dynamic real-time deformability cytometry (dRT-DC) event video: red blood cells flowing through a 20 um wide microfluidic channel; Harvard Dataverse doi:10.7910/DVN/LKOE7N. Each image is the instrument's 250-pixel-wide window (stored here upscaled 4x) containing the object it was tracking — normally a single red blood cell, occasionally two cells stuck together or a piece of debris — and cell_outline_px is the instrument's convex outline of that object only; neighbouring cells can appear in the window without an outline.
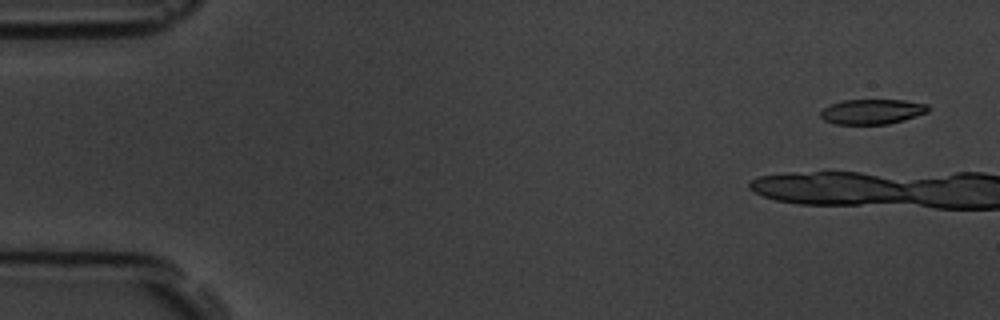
{"species": "common noctule bat (a hibernating species)", "species_latin": "Nyctalus noctula", "temperature_condition": "room temperature", "stored_images_in_passage": 7, "camera_frame_rate_fps": 3000, "um_per_image_px": 0.085, "animal": {"sex": "male", "body_mass_g": 19.5, "forearm_length_mm": 54.6}, "frame": {"image": 1, "passage_image": 1, "time_ms": 0.0, "image_size_px": [1000, 320], "cell_outline_px": [[928, 112], [904, 120], [888, 124], [836, 124], [824, 120], [820, 116], [820, 112], [824, 108], [832, 104], [844, 100], [904, 100], [928, 104]], "centroid_in_image_um": [74.14, 9.49], "position_along_channel_um": 10.9, "area_um2": 15.61}}